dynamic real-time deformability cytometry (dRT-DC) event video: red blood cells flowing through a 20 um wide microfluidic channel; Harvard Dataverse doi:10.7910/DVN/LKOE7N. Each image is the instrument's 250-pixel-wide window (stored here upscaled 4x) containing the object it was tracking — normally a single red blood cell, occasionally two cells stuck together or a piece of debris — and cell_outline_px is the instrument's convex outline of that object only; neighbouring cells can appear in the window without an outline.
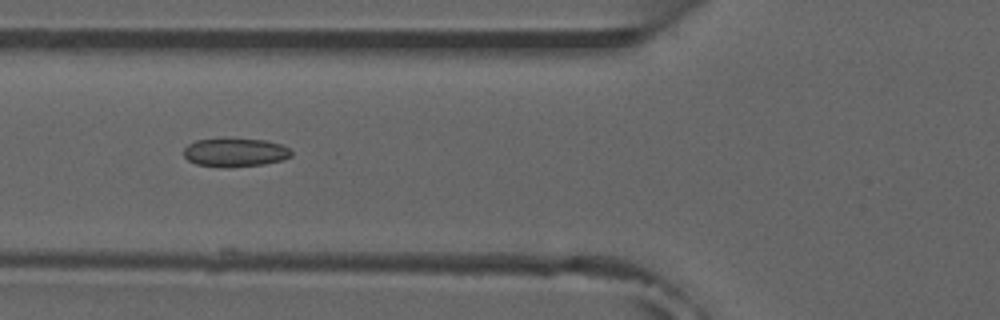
{"species": "common noctule bat (a hibernating species)", "species_latin": "Nyctalus noctula", "temperature_condition": "room temperature", "stored_images_in_passage": 39, "camera_frame_rate_fps": 3000, "um_per_image_px": 0.085, "animal": {"sex": "male", "forearm_length_mm": 52.5}, "frame": {"image": 1, "passage_image": 6, "time_ms": 1.667, "image_size_px": [1000, 320], "cell_outline_px": [[292, 156], [284, 160], [264, 164], [232, 168], [224, 168], [196, 164], [188, 160], [184, 156], [184, 148], [188, 144], [196, 140], [220, 136], [264, 140], [280, 144], [288, 148], [292, 152]], "centroid_in_image_um": [19.96, 12.93], "position_along_channel_um": 105.8, "area_um2": 18.73}, "authors_computed_cell_mechanics": {"area_um2": 17.5712, "velocity_mm_per_s": 3.8744, "shape_relaxation_time_tau1_ms": null, "shape_relaxation_time_tau2_ms": 2.474, "deformation_change_tau1": null, "deformation_change_tau2": 0.0824}}